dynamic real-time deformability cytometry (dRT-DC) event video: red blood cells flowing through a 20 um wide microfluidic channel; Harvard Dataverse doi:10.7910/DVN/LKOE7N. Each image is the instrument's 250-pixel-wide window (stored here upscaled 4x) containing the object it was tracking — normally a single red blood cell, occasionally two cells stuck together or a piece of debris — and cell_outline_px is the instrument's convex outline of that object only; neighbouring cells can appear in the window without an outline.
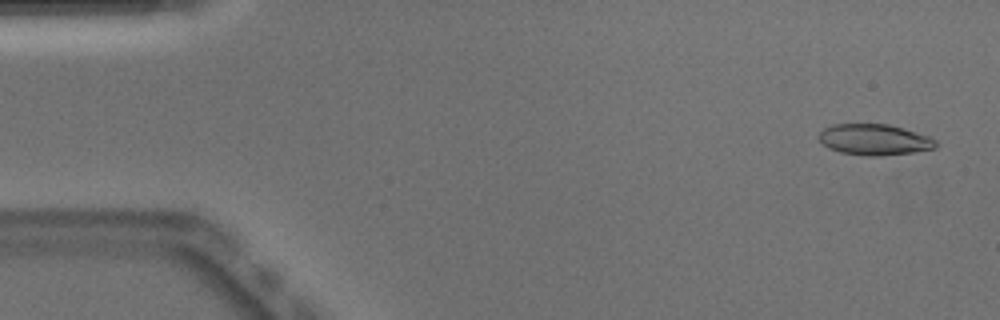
{"species": "Egyptian fruit bat (a non-hibernating species)", "species_latin": "Rousettus aegyptiacus", "temperature_condition": "warm", "stored_images_in_passage": 50, "camera_frame_rate_fps": 3000, "um_per_image_px": 0.085, "animal": {"sex": "male"}, "frame": {"image": 1, "passage_image": 2, "time_ms": 0.333, "image_size_px": [1000, 320], "cell_outline_px": [[936, 148], [912, 152], [880, 156], [868, 156], [840, 152], [828, 148], [816, 136], [824, 128], [832, 124], [888, 124], [904, 128], [928, 136], [936, 140]], "centroid_in_image_um": [74.3, 11.86], "position_along_channel_um": 10.7, "area_um2": 21.1}}
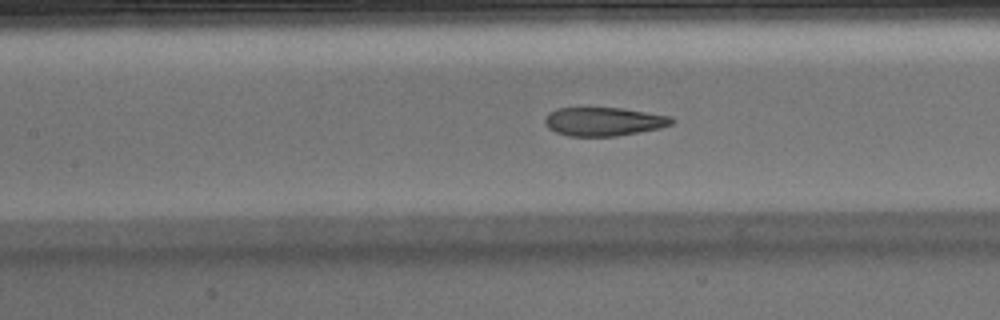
{"frame": {"image": 2, "passage_image": 22, "time_ms": 7.0, "image_size_px": [1000, 320], "cell_outline_px": [[676, 120], [672, 124], [660, 128], [616, 136], [568, 136], [556, 132], [548, 128], [544, 124], [544, 120], [548, 112], [556, 108], [620, 108], [672, 116]], "centroid_in_image_um": [51.3, 10.33], "position_along_channel_um": 156.1, "area_um2": 21.21}}
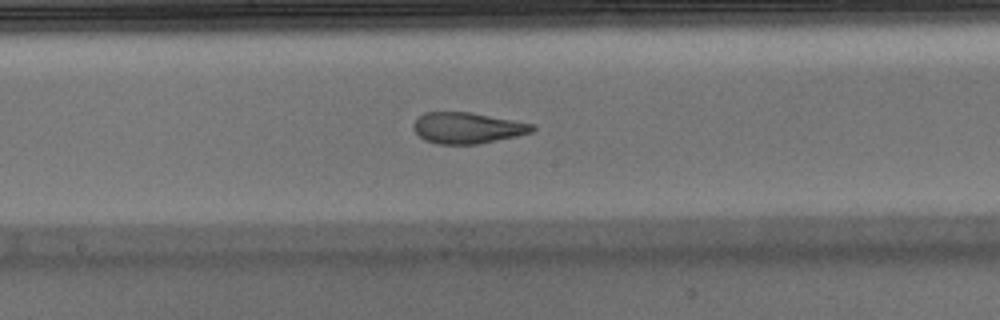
{"frame": {"image": 3, "passage_image": 26, "time_ms": 8.333, "image_size_px": [1000, 320], "cell_outline_px": [[536, 128], [532, 132], [516, 136], [476, 144], [436, 144], [424, 140], [412, 128], [412, 124], [424, 112], [468, 112], [512, 120], [532, 124]], "centroid_in_image_um": [39.68, 10.88], "position_along_channel_um": 208.5, "area_um2": 21.27}, "authors_computed_cell_mechanics": {"area_um2": 22.3397, "velocity_mm_per_s": 3.9318, "shape_relaxation_time_tau1_ms": 9.2362, "shape_relaxation_time_tau2_ms": 1.2147, "deformation_change_tau1": 0.2698, "deformation_change_tau2": 0.0932}}